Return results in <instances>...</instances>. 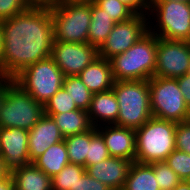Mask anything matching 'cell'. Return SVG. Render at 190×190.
I'll list each match as a JSON object with an SVG mask.
<instances>
[{"mask_svg":"<svg viewBox=\"0 0 190 190\" xmlns=\"http://www.w3.org/2000/svg\"><path fill=\"white\" fill-rule=\"evenodd\" d=\"M9 174L14 190H52L51 178L34 163L26 164Z\"/></svg>","mask_w":190,"mask_h":190,"instance_id":"19","label":"cell"},{"mask_svg":"<svg viewBox=\"0 0 190 190\" xmlns=\"http://www.w3.org/2000/svg\"><path fill=\"white\" fill-rule=\"evenodd\" d=\"M95 3L115 22H124L135 14L119 0H96Z\"/></svg>","mask_w":190,"mask_h":190,"instance_id":"30","label":"cell"},{"mask_svg":"<svg viewBox=\"0 0 190 190\" xmlns=\"http://www.w3.org/2000/svg\"><path fill=\"white\" fill-rule=\"evenodd\" d=\"M165 162L181 180L190 181V154L175 149Z\"/></svg>","mask_w":190,"mask_h":190,"instance_id":"31","label":"cell"},{"mask_svg":"<svg viewBox=\"0 0 190 190\" xmlns=\"http://www.w3.org/2000/svg\"><path fill=\"white\" fill-rule=\"evenodd\" d=\"M43 115L44 105L11 79L0 106V127H17L29 131Z\"/></svg>","mask_w":190,"mask_h":190,"instance_id":"5","label":"cell"},{"mask_svg":"<svg viewBox=\"0 0 190 190\" xmlns=\"http://www.w3.org/2000/svg\"><path fill=\"white\" fill-rule=\"evenodd\" d=\"M8 174L9 172L4 168L3 159L0 157V180L6 177Z\"/></svg>","mask_w":190,"mask_h":190,"instance_id":"42","label":"cell"},{"mask_svg":"<svg viewBox=\"0 0 190 190\" xmlns=\"http://www.w3.org/2000/svg\"><path fill=\"white\" fill-rule=\"evenodd\" d=\"M116 23L95 2L91 3V23L88 43L98 49L106 41Z\"/></svg>","mask_w":190,"mask_h":190,"instance_id":"22","label":"cell"},{"mask_svg":"<svg viewBox=\"0 0 190 190\" xmlns=\"http://www.w3.org/2000/svg\"><path fill=\"white\" fill-rule=\"evenodd\" d=\"M173 190H190V181L181 180V182L176 185Z\"/></svg>","mask_w":190,"mask_h":190,"instance_id":"41","label":"cell"},{"mask_svg":"<svg viewBox=\"0 0 190 190\" xmlns=\"http://www.w3.org/2000/svg\"><path fill=\"white\" fill-rule=\"evenodd\" d=\"M61 1H68L71 3H94L96 0H61Z\"/></svg>","mask_w":190,"mask_h":190,"instance_id":"43","label":"cell"},{"mask_svg":"<svg viewBox=\"0 0 190 190\" xmlns=\"http://www.w3.org/2000/svg\"><path fill=\"white\" fill-rule=\"evenodd\" d=\"M54 40L87 43L91 23V3L60 1L50 8Z\"/></svg>","mask_w":190,"mask_h":190,"instance_id":"6","label":"cell"},{"mask_svg":"<svg viewBox=\"0 0 190 190\" xmlns=\"http://www.w3.org/2000/svg\"><path fill=\"white\" fill-rule=\"evenodd\" d=\"M2 75L13 79L26 67L51 56L54 41L51 10L29 7L2 21Z\"/></svg>","mask_w":190,"mask_h":190,"instance_id":"1","label":"cell"},{"mask_svg":"<svg viewBox=\"0 0 190 190\" xmlns=\"http://www.w3.org/2000/svg\"><path fill=\"white\" fill-rule=\"evenodd\" d=\"M187 44L190 46V36L189 38L186 40Z\"/></svg>","mask_w":190,"mask_h":190,"instance_id":"45","label":"cell"},{"mask_svg":"<svg viewBox=\"0 0 190 190\" xmlns=\"http://www.w3.org/2000/svg\"><path fill=\"white\" fill-rule=\"evenodd\" d=\"M177 123L151 117L136 129L135 161L144 164L165 161L176 149Z\"/></svg>","mask_w":190,"mask_h":190,"instance_id":"4","label":"cell"},{"mask_svg":"<svg viewBox=\"0 0 190 190\" xmlns=\"http://www.w3.org/2000/svg\"><path fill=\"white\" fill-rule=\"evenodd\" d=\"M0 190H14L13 180L10 174L0 180Z\"/></svg>","mask_w":190,"mask_h":190,"instance_id":"38","label":"cell"},{"mask_svg":"<svg viewBox=\"0 0 190 190\" xmlns=\"http://www.w3.org/2000/svg\"><path fill=\"white\" fill-rule=\"evenodd\" d=\"M123 190H160L153 166L134 161L129 169Z\"/></svg>","mask_w":190,"mask_h":190,"instance_id":"23","label":"cell"},{"mask_svg":"<svg viewBox=\"0 0 190 190\" xmlns=\"http://www.w3.org/2000/svg\"><path fill=\"white\" fill-rule=\"evenodd\" d=\"M28 137L26 129L0 127V157L9 173L30 163Z\"/></svg>","mask_w":190,"mask_h":190,"instance_id":"13","label":"cell"},{"mask_svg":"<svg viewBox=\"0 0 190 190\" xmlns=\"http://www.w3.org/2000/svg\"><path fill=\"white\" fill-rule=\"evenodd\" d=\"M175 147L179 151L190 154V119L177 123Z\"/></svg>","mask_w":190,"mask_h":190,"instance_id":"33","label":"cell"},{"mask_svg":"<svg viewBox=\"0 0 190 190\" xmlns=\"http://www.w3.org/2000/svg\"><path fill=\"white\" fill-rule=\"evenodd\" d=\"M156 1H174V2H187V3H190V0H156Z\"/></svg>","mask_w":190,"mask_h":190,"instance_id":"44","label":"cell"},{"mask_svg":"<svg viewBox=\"0 0 190 190\" xmlns=\"http://www.w3.org/2000/svg\"><path fill=\"white\" fill-rule=\"evenodd\" d=\"M181 93L183 94L185 104L190 109V74L187 73L177 78Z\"/></svg>","mask_w":190,"mask_h":190,"instance_id":"36","label":"cell"},{"mask_svg":"<svg viewBox=\"0 0 190 190\" xmlns=\"http://www.w3.org/2000/svg\"><path fill=\"white\" fill-rule=\"evenodd\" d=\"M110 157L107 146L105 145L102 135L96 127L90 130V144L86 156V167L97 164Z\"/></svg>","mask_w":190,"mask_h":190,"instance_id":"27","label":"cell"},{"mask_svg":"<svg viewBox=\"0 0 190 190\" xmlns=\"http://www.w3.org/2000/svg\"><path fill=\"white\" fill-rule=\"evenodd\" d=\"M87 113L93 127L101 126L98 122L103 123V126L106 123L108 125L115 124L119 114V104L114 91L110 89L93 94Z\"/></svg>","mask_w":190,"mask_h":190,"instance_id":"17","label":"cell"},{"mask_svg":"<svg viewBox=\"0 0 190 190\" xmlns=\"http://www.w3.org/2000/svg\"><path fill=\"white\" fill-rule=\"evenodd\" d=\"M30 6L25 0H0V20H6L24 12Z\"/></svg>","mask_w":190,"mask_h":190,"instance_id":"32","label":"cell"},{"mask_svg":"<svg viewBox=\"0 0 190 190\" xmlns=\"http://www.w3.org/2000/svg\"><path fill=\"white\" fill-rule=\"evenodd\" d=\"M86 172L85 167L68 163L51 178L52 190H76L78 179Z\"/></svg>","mask_w":190,"mask_h":190,"instance_id":"26","label":"cell"},{"mask_svg":"<svg viewBox=\"0 0 190 190\" xmlns=\"http://www.w3.org/2000/svg\"><path fill=\"white\" fill-rule=\"evenodd\" d=\"M33 163L50 178L57 175L69 163L65 141L51 145Z\"/></svg>","mask_w":190,"mask_h":190,"instance_id":"21","label":"cell"},{"mask_svg":"<svg viewBox=\"0 0 190 190\" xmlns=\"http://www.w3.org/2000/svg\"><path fill=\"white\" fill-rule=\"evenodd\" d=\"M51 116L63 137L85 133L93 128L87 111L76 109L64 113H44Z\"/></svg>","mask_w":190,"mask_h":190,"instance_id":"20","label":"cell"},{"mask_svg":"<svg viewBox=\"0 0 190 190\" xmlns=\"http://www.w3.org/2000/svg\"><path fill=\"white\" fill-rule=\"evenodd\" d=\"M64 78L60 68L48 57L23 69L13 81L44 105L63 86Z\"/></svg>","mask_w":190,"mask_h":190,"instance_id":"7","label":"cell"},{"mask_svg":"<svg viewBox=\"0 0 190 190\" xmlns=\"http://www.w3.org/2000/svg\"><path fill=\"white\" fill-rule=\"evenodd\" d=\"M152 117L180 123L190 119L177 79L152 77L149 79Z\"/></svg>","mask_w":190,"mask_h":190,"instance_id":"8","label":"cell"},{"mask_svg":"<svg viewBox=\"0 0 190 190\" xmlns=\"http://www.w3.org/2000/svg\"><path fill=\"white\" fill-rule=\"evenodd\" d=\"M147 21L146 15H134L127 21L116 23L106 41L98 49L99 56L110 60L126 52L149 31L150 20Z\"/></svg>","mask_w":190,"mask_h":190,"instance_id":"10","label":"cell"},{"mask_svg":"<svg viewBox=\"0 0 190 190\" xmlns=\"http://www.w3.org/2000/svg\"><path fill=\"white\" fill-rule=\"evenodd\" d=\"M64 76L79 75L99 57L98 48L87 43L53 41L51 56Z\"/></svg>","mask_w":190,"mask_h":190,"instance_id":"12","label":"cell"},{"mask_svg":"<svg viewBox=\"0 0 190 190\" xmlns=\"http://www.w3.org/2000/svg\"><path fill=\"white\" fill-rule=\"evenodd\" d=\"M160 190H173L181 182L165 161L151 163Z\"/></svg>","mask_w":190,"mask_h":190,"instance_id":"29","label":"cell"},{"mask_svg":"<svg viewBox=\"0 0 190 190\" xmlns=\"http://www.w3.org/2000/svg\"><path fill=\"white\" fill-rule=\"evenodd\" d=\"M30 7L51 8L57 5L61 0H25Z\"/></svg>","mask_w":190,"mask_h":190,"instance_id":"37","label":"cell"},{"mask_svg":"<svg viewBox=\"0 0 190 190\" xmlns=\"http://www.w3.org/2000/svg\"><path fill=\"white\" fill-rule=\"evenodd\" d=\"M190 46L186 41L158 37L155 77L177 79L189 72Z\"/></svg>","mask_w":190,"mask_h":190,"instance_id":"11","label":"cell"},{"mask_svg":"<svg viewBox=\"0 0 190 190\" xmlns=\"http://www.w3.org/2000/svg\"><path fill=\"white\" fill-rule=\"evenodd\" d=\"M3 26L2 21L0 20V75H2V56H3Z\"/></svg>","mask_w":190,"mask_h":190,"instance_id":"40","label":"cell"},{"mask_svg":"<svg viewBox=\"0 0 190 190\" xmlns=\"http://www.w3.org/2000/svg\"><path fill=\"white\" fill-rule=\"evenodd\" d=\"M158 37L148 31L126 52L110 59L114 81L149 80L156 69Z\"/></svg>","mask_w":190,"mask_h":190,"instance_id":"2","label":"cell"},{"mask_svg":"<svg viewBox=\"0 0 190 190\" xmlns=\"http://www.w3.org/2000/svg\"><path fill=\"white\" fill-rule=\"evenodd\" d=\"M132 163L127 159L110 156L85 169L91 177L101 181L111 190H123Z\"/></svg>","mask_w":190,"mask_h":190,"instance_id":"16","label":"cell"},{"mask_svg":"<svg viewBox=\"0 0 190 190\" xmlns=\"http://www.w3.org/2000/svg\"><path fill=\"white\" fill-rule=\"evenodd\" d=\"M76 109L78 108L75 102L63 87L44 104V113H64Z\"/></svg>","mask_w":190,"mask_h":190,"instance_id":"28","label":"cell"},{"mask_svg":"<svg viewBox=\"0 0 190 190\" xmlns=\"http://www.w3.org/2000/svg\"><path fill=\"white\" fill-rule=\"evenodd\" d=\"M62 87L70 94L78 109L85 111L89 109L93 93L81 81L78 75L66 76Z\"/></svg>","mask_w":190,"mask_h":190,"instance_id":"25","label":"cell"},{"mask_svg":"<svg viewBox=\"0 0 190 190\" xmlns=\"http://www.w3.org/2000/svg\"><path fill=\"white\" fill-rule=\"evenodd\" d=\"M78 76L93 94L110 90L114 84L110 60L100 56Z\"/></svg>","mask_w":190,"mask_h":190,"instance_id":"18","label":"cell"},{"mask_svg":"<svg viewBox=\"0 0 190 190\" xmlns=\"http://www.w3.org/2000/svg\"><path fill=\"white\" fill-rule=\"evenodd\" d=\"M119 1L122 2L125 6H127L135 15H148V10H150L151 6L150 0H119Z\"/></svg>","mask_w":190,"mask_h":190,"instance_id":"35","label":"cell"},{"mask_svg":"<svg viewBox=\"0 0 190 190\" xmlns=\"http://www.w3.org/2000/svg\"><path fill=\"white\" fill-rule=\"evenodd\" d=\"M28 132V152L30 163H33L51 145L64 140V137L54 119L46 114H44Z\"/></svg>","mask_w":190,"mask_h":190,"instance_id":"15","label":"cell"},{"mask_svg":"<svg viewBox=\"0 0 190 190\" xmlns=\"http://www.w3.org/2000/svg\"><path fill=\"white\" fill-rule=\"evenodd\" d=\"M76 190H111L108 186L101 181L91 177L85 172L76 184Z\"/></svg>","mask_w":190,"mask_h":190,"instance_id":"34","label":"cell"},{"mask_svg":"<svg viewBox=\"0 0 190 190\" xmlns=\"http://www.w3.org/2000/svg\"><path fill=\"white\" fill-rule=\"evenodd\" d=\"M101 128V129H100ZM97 127L102 135L110 156L135 161L136 156V131L131 128L108 125Z\"/></svg>","mask_w":190,"mask_h":190,"instance_id":"14","label":"cell"},{"mask_svg":"<svg viewBox=\"0 0 190 190\" xmlns=\"http://www.w3.org/2000/svg\"><path fill=\"white\" fill-rule=\"evenodd\" d=\"M112 90L119 104L114 125L136 130L152 117L149 80L114 81Z\"/></svg>","mask_w":190,"mask_h":190,"instance_id":"3","label":"cell"},{"mask_svg":"<svg viewBox=\"0 0 190 190\" xmlns=\"http://www.w3.org/2000/svg\"><path fill=\"white\" fill-rule=\"evenodd\" d=\"M148 13L157 19L159 32L149 25V31L159 38L186 41L190 36V3L154 1ZM153 31H152V30Z\"/></svg>","mask_w":190,"mask_h":190,"instance_id":"9","label":"cell"},{"mask_svg":"<svg viewBox=\"0 0 190 190\" xmlns=\"http://www.w3.org/2000/svg\"><path fill=\"white\" fill-rule=\"evenodd\" d=\"M11 80V78L0 75V106L3 101V98L5 97L6 94V86L7 83Z\"/></svg>","mask_w":190,"mask_h":190,"instance_id":"39","label":"cell"},{"mask_svg":"<svg viewBox=\"0 0 190 190\" xmlns=\"http://www.w3.org/2000/svg\"><path fill=\"white\" fill-rule=\"evenodd\" d=\"M68 152L69 163L81 165L86 168V156L90 144V130L70 135L64 138Z\"/></svg>","mask_w":190,"mask_h":190,"instance_id":"24","label":"cell"}]
</instances>
